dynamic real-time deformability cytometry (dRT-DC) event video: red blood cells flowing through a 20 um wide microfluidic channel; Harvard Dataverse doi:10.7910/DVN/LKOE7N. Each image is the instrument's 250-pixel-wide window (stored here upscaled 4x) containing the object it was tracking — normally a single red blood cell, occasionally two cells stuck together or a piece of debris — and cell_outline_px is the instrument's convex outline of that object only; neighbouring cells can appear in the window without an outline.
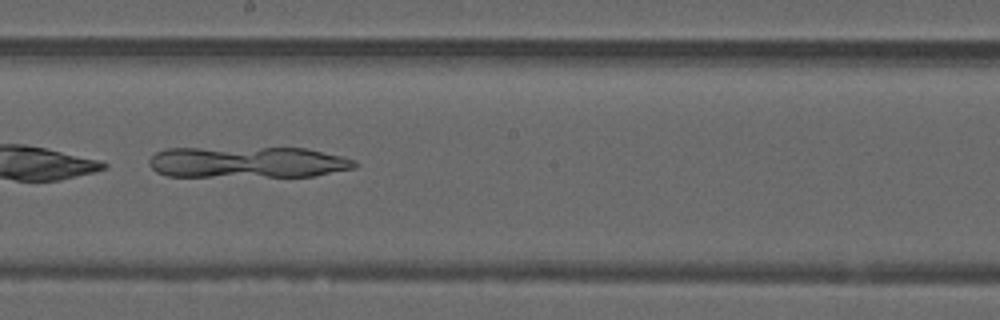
{"species": "common noctule bat (a hibernating species)", "species_latin": "Nyctalus noctula", "temperature_condition": "warm", "stored_images_in_passage": 49, "camera_frame_rate_fps": 3000, "um_per_image_px": 0.085, "animal": {"sex": "male", "forearm_length_mm": 52.5}, "frame": {"image": 1, "passage_image": 28, "time_ms": 9.0, "image_size_px": [1000, 320], "cell_outline_px": [[360, 164], [356, 168], [316, 176], [168, 176], [156, 172], [148, 164], [148, 160], [156, 152], [168, 148], [308, 148], [356, 160]], "centroid_in_image_um": [21.08, 13.79], "position_along_channel_um": 227.1, "area_um2": 37.69}}